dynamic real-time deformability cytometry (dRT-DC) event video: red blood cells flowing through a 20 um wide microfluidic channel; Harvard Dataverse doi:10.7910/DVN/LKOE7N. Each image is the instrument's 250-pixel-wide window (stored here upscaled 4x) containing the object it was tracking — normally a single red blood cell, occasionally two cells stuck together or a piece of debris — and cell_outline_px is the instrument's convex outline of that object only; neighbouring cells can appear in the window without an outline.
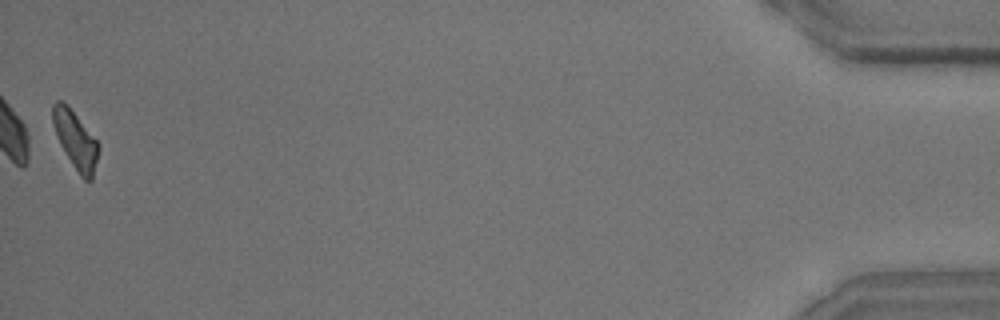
{"species": "common noctule bat (a hibernating species)", "species_latin": "Nyctalus noctula", "temperature_condition": "room temperature", "stored_images_in_passage": 48, "segment_of_instrument_passage": [2, 2], "camera_frame_rate_fps": 3000, "um_per_image_px": 0.085, "animal": {"sex": "male", "body_mass_g": 15.6}, "frame": {"image": 1, "passage_image": 48, "time_ms": 15.667, "image_size_px": [1000, 320], "cell_outline_px": [[100, 148], [92, 180], [84, 180], [80, 176], [72, 164], [60, 144], [56, 136], [52, 124], [52, 104], [56, 100], [60, 100], [68, 104], [96, 140]], "centroid_in_image_um": [6.4, 11.87], "position_along_channel_um": 428.8, "area_um2": 15.43}}